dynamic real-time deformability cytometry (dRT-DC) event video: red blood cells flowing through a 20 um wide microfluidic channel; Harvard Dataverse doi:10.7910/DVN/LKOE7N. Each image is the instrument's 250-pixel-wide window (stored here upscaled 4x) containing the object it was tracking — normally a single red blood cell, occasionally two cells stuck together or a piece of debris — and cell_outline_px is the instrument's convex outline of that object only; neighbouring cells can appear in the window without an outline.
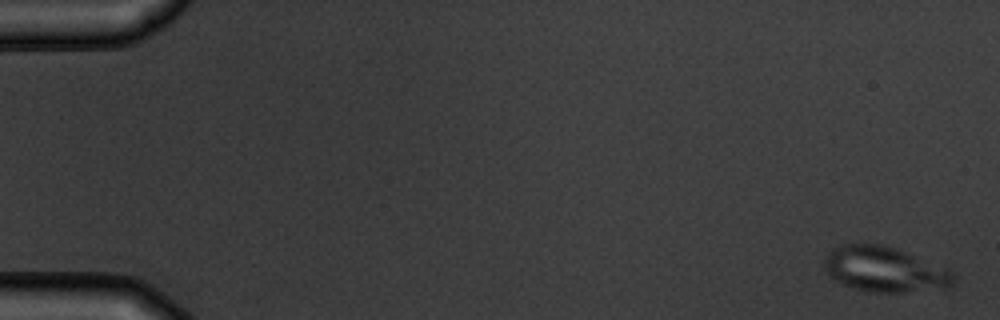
{"species": "common noctule bat (a hibernating species)", "species_latin": "Nyctalus noctula", "temperature_condition": "warm", "stored_images_in_passage": 6, "camera_frame_rate_fps": 3000, "um_per_image_px": 0.085, "animal": {"sex": "male", "body_mass_g": 19.5, "forearm_length_mm": 54.6}, "frame": {"image": 1, "passage_image": 1, "time_ms": 0.0, "image_size_px": [1000, 320], "cell_outline_px": [[956, 276], [952, 284], [948, 288], [904, 292], [868, 292], [852, 288], [840, 284], [824, 268], [824, 256], [832, 248], [840, 244], [880, 244], [896, 248], [948, 268]], "centroid_in_image_um": [75.19, 22.9], "position_along_channel_um": 9.8, "area_um2": 34.33}}